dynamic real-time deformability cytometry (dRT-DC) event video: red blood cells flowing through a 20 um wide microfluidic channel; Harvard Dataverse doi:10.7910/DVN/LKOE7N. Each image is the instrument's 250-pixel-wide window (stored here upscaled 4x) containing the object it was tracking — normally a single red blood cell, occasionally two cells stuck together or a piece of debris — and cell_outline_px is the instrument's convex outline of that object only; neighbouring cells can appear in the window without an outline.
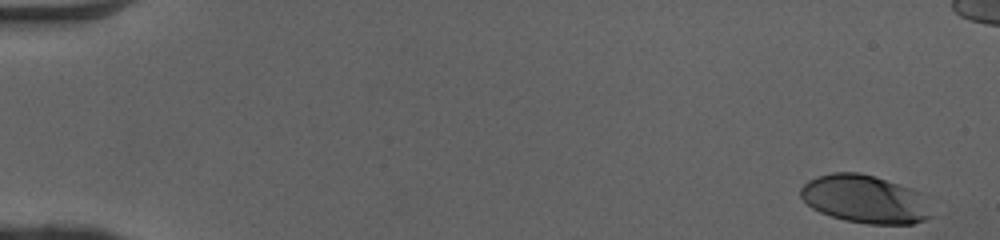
{"species": "human", "species_latin": "Homo sapiens", "temperature_condition": "cold", "stored_images_in_passage": 46, "camera_frame_rate_fps": 3000, "um_per_image_px": 0.085, "donor": {"sex": "female"}, "frame": {"image": 1, "passage_image": 1, "time_ms": 0.0, "image_size_px": [1000, 240], "cell_outline_px": [[932, 216], [924, 220], [912, 224], [868, 224], [844, 220], [820, 212], [812, 208], [800, 196], [800, 188], [808, 180], [816, 176], [832, 172], [860, 172], [912, 188], [916, 192]], "centroid_in_image_um": [73.43, 16.92], "position_along_channel_um": 11.6, "area_um2": 36.13}}
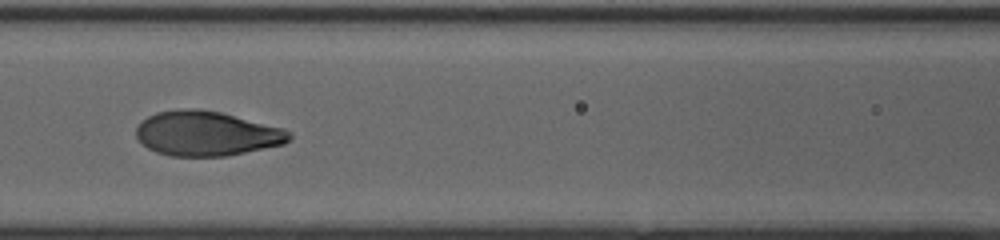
{"frame": {"image": 2, "passage_image": 23, "time_ms": 7.333, "image_size_px": [1000, 240], "cell_outline_px": [[292, 136], [284, 144], [228, 156], [172, 156], [156, 152], [148, 148], [136, 136], [136, 128], [148, 116], [156, 112], [176, 108], [196, 108], [220, 112], [284, 128], [292, 132]], "centroid_in_image_um": [17.57, 11.34], "position_along_channel_um": 149.0, "area_um2": 39.94}}
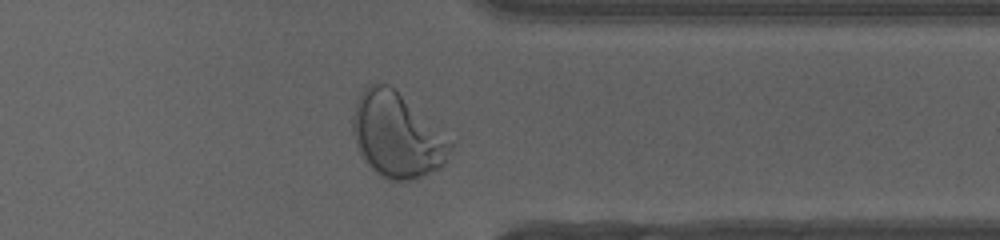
{"frame": {"image": 3, "passage_image": 40, "time_ms": 13.0, "image_size_px": [1000, 240], "cell_outline_px": [[456, 140], [444, 164], [440, 168], [416, 180], [388, 180], [380, 176], [364, 160], [356, 144], [352, 132], [352, 116], [356, 100], [360, 92], [368, 84], [388, 84]], "centroid_in_image_um": [33.78, 11.5], "position_along_channel_um": 377.6, "area_um2": 48.9}}